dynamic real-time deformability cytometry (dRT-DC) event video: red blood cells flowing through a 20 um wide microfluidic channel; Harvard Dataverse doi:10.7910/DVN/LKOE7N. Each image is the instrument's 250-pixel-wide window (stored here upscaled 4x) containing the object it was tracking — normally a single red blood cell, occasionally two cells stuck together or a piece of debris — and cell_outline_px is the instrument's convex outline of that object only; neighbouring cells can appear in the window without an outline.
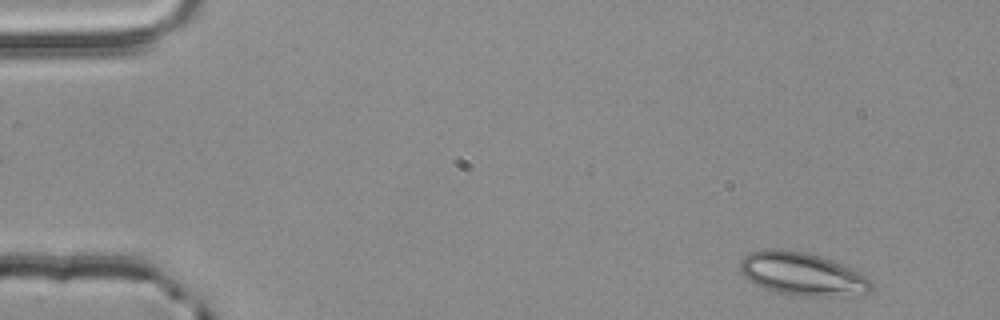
{"species": "common noctule bat (a hibernating species)", "species_latin": "Nyctalus noctula", "temperature_condition": "room temperature", "stored_images_in_passage": 52, "camera_frame_rate_fps": 3000, "um_per_image_px": 0.085, "animal": {"sex": "male", "body_mass_g": 20.4}, "frame": {"image": 1, "passage_image": 2, "time_ms": 0.333, "image_size_px": [1000, 320], "cell_outline_px": [[872, 288], [868, 292], [828, 296], [788, 296], [764, 288], [748, 280], [740, 272], [740, 260], [748, 252], [768, 248], [776, 248], [808, 252], [832, 260], [872, 280]], "centroid_in_image_um": [68.1, 23.27], "position_along_channel_um": 16.9, "area_um2": 32.83}}
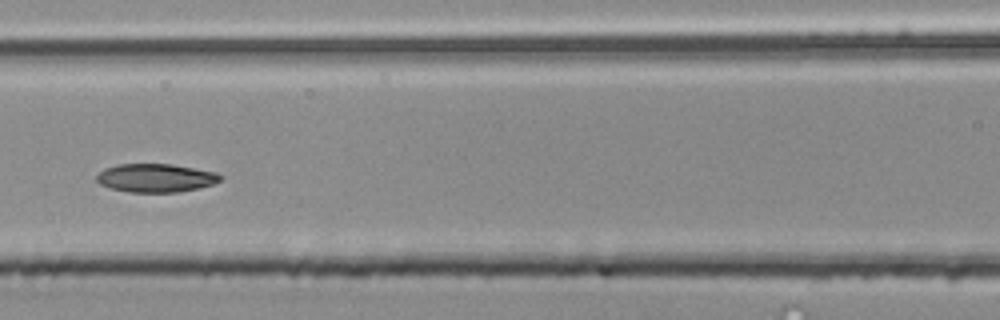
{"frame": {"image": 2, "passage_image": 22, "time_ms": 7.0, "image_size_px": [1000, 320], "cell_outline_px": [[224, 176], [220, 180], [212, 184], [200, 188], [176, 192], [128, 192], [112, 188], [100, 184], [96, 180], [96, 176], [104, 168], [116, 164], [172, 164], [216, 172]], "centroid_in_image_um": [13.24, 15.12], "position_along_channel_um": 153.4, "area_um2": 20.52}}
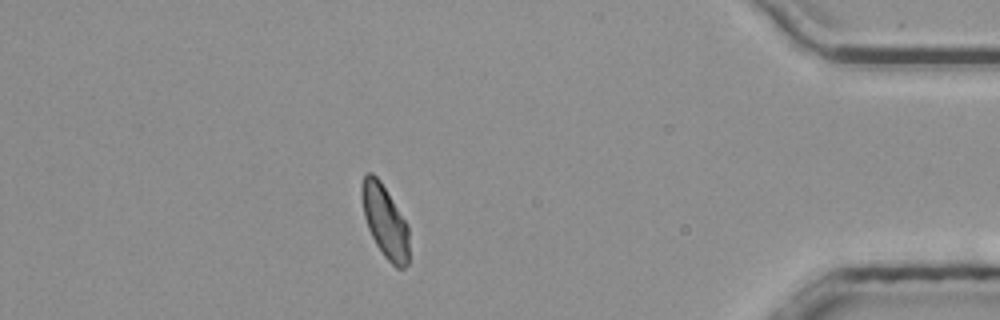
{"frame": {"image": 3, "passage_image": 45, "time_ms": 14.667, "image_size_px": [1000, 320], "cell_outline_px": [[408, 264], [404, 268], [396, 268], [384, 256], [376, 244], [368, 228], [364, 216], [360, 196], [360, 188], [364, 176], [368, 172], [372, 172], [380, 180], [408, 224]], "centroid_in_image_um": [32.7, 18.79], "position_along_channel_um": 402.5, "area_um2": 20.06}, "authors_computed_cell_mechanics": {"area_um2": 20.6346, "velocity_mm_per_s": 3.8373, "shape_relaxation_time_tau1_ms": 6.8966, "shape_relaxation_time_tau2_ms": 4.634, "deformation_change_tau1": 0.1573, "deformation_change_tau2": 0.0863}}